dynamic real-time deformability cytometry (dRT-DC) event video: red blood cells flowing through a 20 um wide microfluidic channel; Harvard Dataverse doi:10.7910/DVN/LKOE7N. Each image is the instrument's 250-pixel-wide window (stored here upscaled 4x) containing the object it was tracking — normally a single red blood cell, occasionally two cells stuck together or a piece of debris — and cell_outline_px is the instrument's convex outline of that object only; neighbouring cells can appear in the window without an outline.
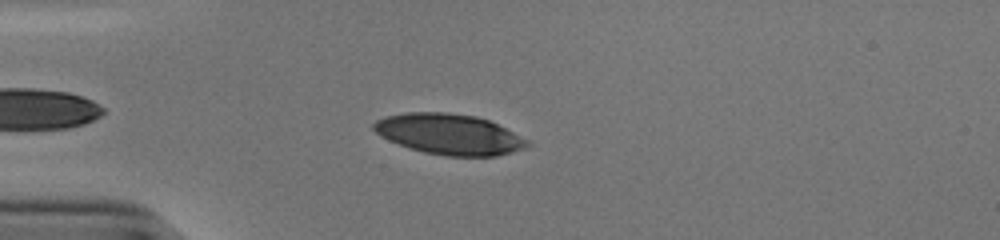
{"species": "human", "species_latin": "Homo sapiens", "temperature_condition": "cold", "stored_images_in_passage": 41, "camera_frame_rate_fps": 3000, "um_per_image_px": 0.085, "donor": {"sex": "male"}, "frame": {"image": 1, "passage_image": 6, "time_ms": 1.667, "image_size_px": [1000, 240], "cell_outline_px": [[532, 144], [524, 148], [512, 152], [496, 156], [444, 156], [424, 152], [408, 148], [388, 140], [376, 132], [372, 128], [372, 124], [376, 120], [384, 116], [408, 112], [444, 112], [476, 116], [488, 120], [528, 140]], "centroid_in_image_um": [38.15, 11.41], "position_along_channel_um": 46.8, "area_um2": 36.3}}
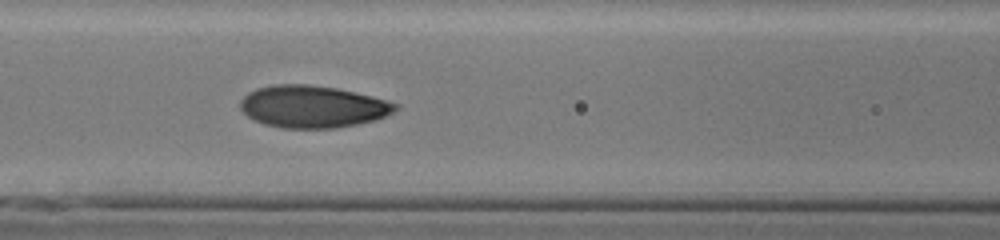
{"frame": {"image": 2, "passage_image": 15, "time_ms": 4.667, "image_size_px": [1000, 240], "cell_outline_px": [[400, 108], [396, 112], [376, 120], [356, 124], [332, 128], [284, 128], [264, 124], [248, 116], [240, 108], [240, 100], [248, 92], [256, 88], [276, 84], [308, 84], [336, 88], [372, 96], [400, 104]], "centroid_in_image_um": [26.61, 9.06], "position_along_channel_um": 140.0, "area_um2": 38.21}}
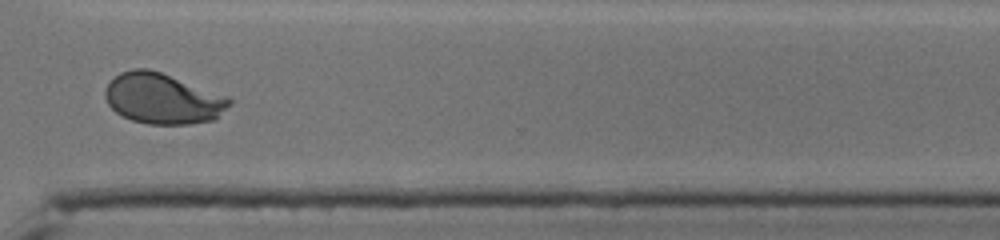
{"frame": {"image": 3, "passage_image": 32, "time_ms": 10.333, "image_size_px": [1000, 240], "cell_outline_px": [[232, 104], [216, 120], [192, 124], [148, 124], [132, 120], [116, 112], [108, 104], [104, 96], [104, 88], [120, 72], [132, 68], [148, 68], [160, 72], [228, 96], [232, 100]], "centroid_in_image_um": [13.85, 8.39], "position_along_channel_um": 356.7, "area_um2": 36.82}, "authors_computed_cell_mechanics": {"area_um2": 37.4544, "velocity_mm_per_s": 3.829, "shape_relaxation_time_tau1_ms": 4.1803, "shape_relaxation_time_tau2_ms": null, "deformation_change_tau1": 0.1974, "deformation_change_tau2": null}}